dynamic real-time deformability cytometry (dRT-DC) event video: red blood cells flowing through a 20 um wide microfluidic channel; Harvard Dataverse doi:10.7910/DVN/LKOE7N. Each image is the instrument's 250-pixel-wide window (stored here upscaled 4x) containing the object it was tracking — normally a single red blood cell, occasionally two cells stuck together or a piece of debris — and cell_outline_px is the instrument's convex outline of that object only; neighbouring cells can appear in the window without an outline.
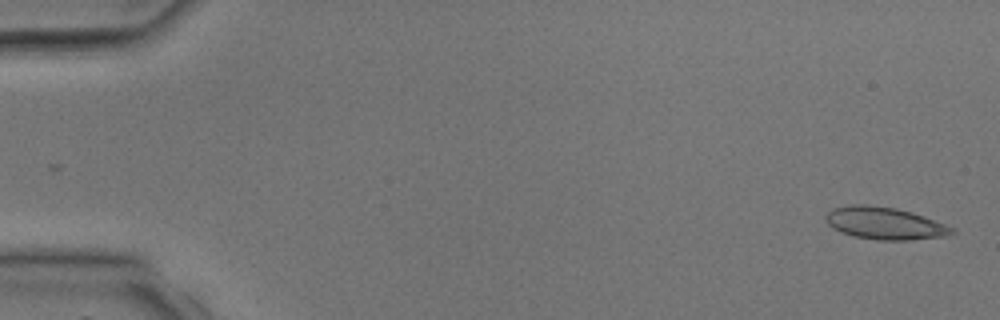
{"species": "common noctule bat (a hibernating species)", "species_latin": "Nyctalus noctula", "temperature_condition": "room temperature", "stored_images_in_passage": 5, "camera_frame_rate_fps": 3000, "um_per_image_px": 0.085, "animal": {"sex": "male", "body_mass_g": 17.9, "forearm_length_mm": 54.2}, "frame": {"image": 1, "passage_image": 1, "time_ms": 0.0, "image_size_px": [1000, 320], "cell_outline_px": [[956, 232], [944, 236], [908, 240], [880, 240], [852, 236], [840, 232], [832, 228], [824, 220], [824, 216], [832, 208], [848, 204], [864, 204], [896, 208], [912, 212], [924, 216], [956, 228]], "centroid_in_image_um": [75.17, 18.97], "position_along_channel_um": 9.8, "area_um2": 23.99}}
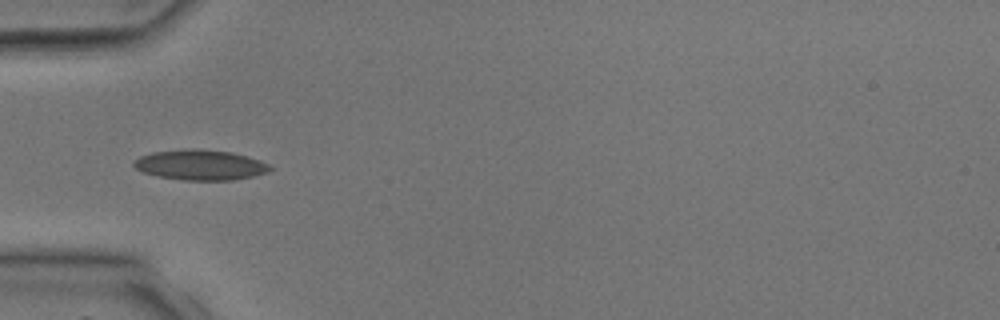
{"frame": {"image": 2, "passage_image": 4, "time_ms": 4.0, "image_size_px": [1000, 320], "cell_outline_px": [[272, 168], [268, 172], [252, 176], [232, 180], [184, 180], [160, 176], [144, 172], [136, 168], [132, 164], [132, 160], [140, 156], [152, 152], [184, 148], [200, 148], [232, 152], [248, 156], [272, 164]], "centroid_in_image_um": [17.04, 13.99], "position_along_channel_um": 68.0, "area_um2": 24.28}}